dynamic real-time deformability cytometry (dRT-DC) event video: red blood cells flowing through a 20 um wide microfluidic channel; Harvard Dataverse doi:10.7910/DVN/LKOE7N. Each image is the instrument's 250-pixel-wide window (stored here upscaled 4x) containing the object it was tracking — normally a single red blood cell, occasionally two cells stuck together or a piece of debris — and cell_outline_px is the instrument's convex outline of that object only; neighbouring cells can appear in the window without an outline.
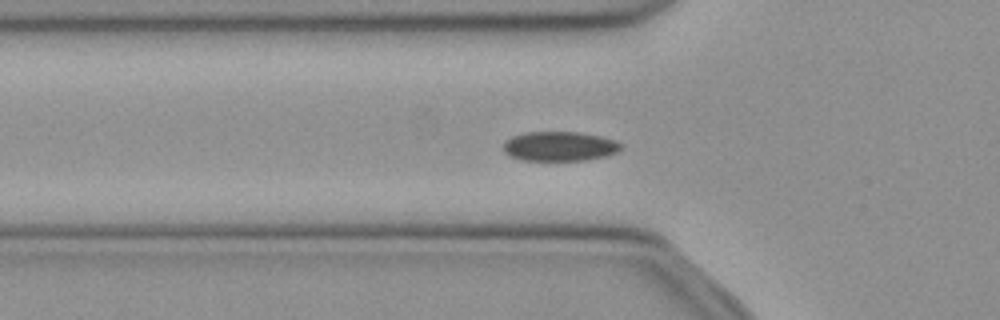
{"species": "common noctule bat (a hibernating species)", "species_latin": "Nyctalus noctula", "temperature_condition": "cold", "stored_images_in_passage": 53, "segment_of_instrument_passage": [1, 2], "camera_frame_rate_fps": 3000, "um_per_image_px": 0.085, "animal": {"sex": "female", "body_mass_g": 21.9}, "frame": {"image": 1, "passage_image": 17, "time_ms": 5.333, "image_size_px": [1000, 320], "cell_outline_px": [[624, 148], [620, 152], [604, 156], [584, 160], [524, 160], [508, 156], [504, 152], [504, 140], [512, 136], [524, 132], [576, 132], [600, 136], [616, 140], [624, 144]], "centroid_in_image_um": [47.59, 12.43], "position_along_channel_um": 78.2, "area_um2": 20.46}}
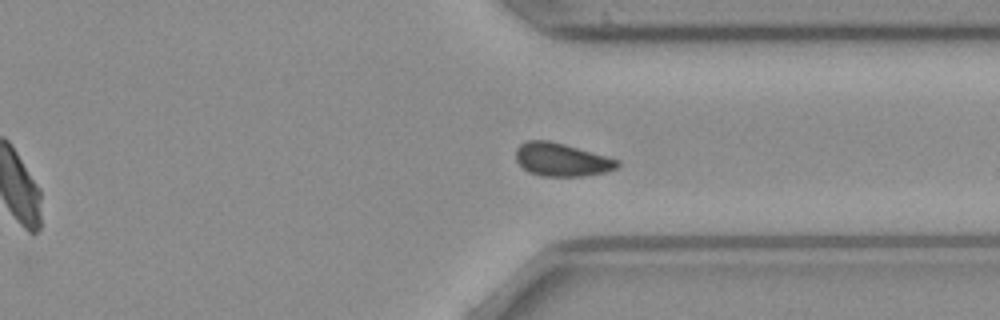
{"frame": {"image": 2, "passage_image": 39, "time_ms": 12.667, "image_size_px": [1000, 320], "cell_outline_px": [[620, 164], [616, 168], [604, 172], [580, 176], [540, 176], [528, 172], [516, 160], [516, 148], [520, 144], [528, 140], [548, 140], [564, 144], [620, 160]], "centroid_in_image_um": [47.71, 13.57], "position_along_channel_um": 363.7, "area_um2": 19.48}}
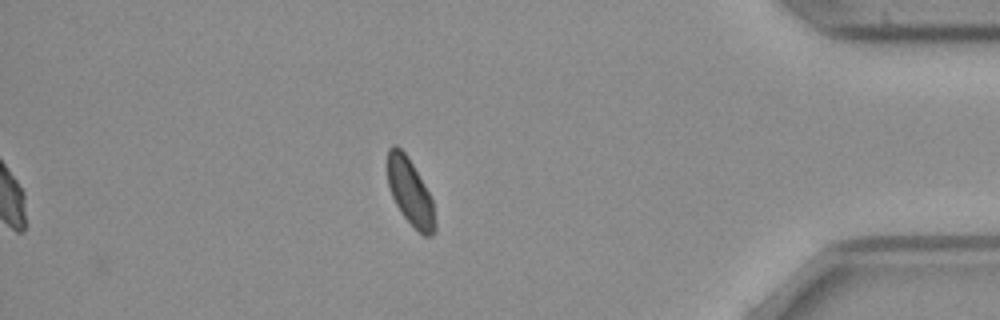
{"frame": {"image": 3, "passage_image": 45, "time_ms": 14.667, "image_size_px": [1000, 320], "cell_outline_px": [[436, 232], [432, 236], [424, 236], [400, 212], [392, 196], [388, 184], [388, 148], [392, 144], [396, 144], [408, 156], [428, 192], [432, 200], [436, 224]], "centroid_in_image_um": [34.86, 16.32], "position_along_channel_um": 400.3, "area_um2": 18.21}}